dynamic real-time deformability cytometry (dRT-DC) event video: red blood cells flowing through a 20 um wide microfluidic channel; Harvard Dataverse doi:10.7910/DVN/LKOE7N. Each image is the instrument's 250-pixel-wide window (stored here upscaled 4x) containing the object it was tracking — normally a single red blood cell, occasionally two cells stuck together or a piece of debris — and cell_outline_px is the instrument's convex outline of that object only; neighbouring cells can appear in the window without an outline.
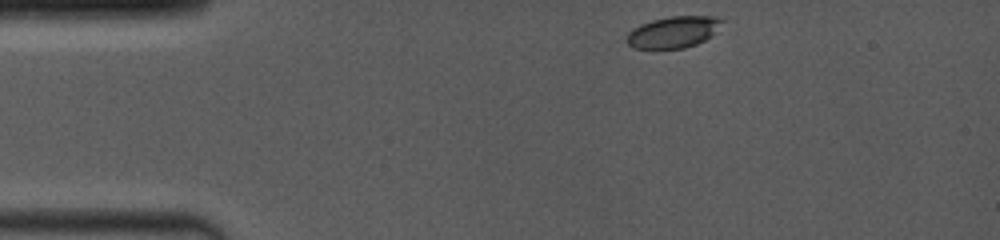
{"species": "common noctule bat (a hibernating species)", "species_latin": "Nyctalus noctula", "temperature_condition": "room temperature", "stored_images_in_passage": 8, "camera_frame_rate_fps": 4000, "um_per_image_px": 0.085, "animal": {"sex": "female", "body_mass_g": 19.0, "forearm_length_mm": 53.3}, "frame": {"image": 1, "passage_image": 1, "time_ms": 0.0, "image_size_px": [1000, 240], "cell_outline_px": [[724, 20], [712, 36], [696, 44], [684, 48], [636, 48], [628, 44], [628, 32], [632, 28], [640, 24], [652, 20], [668, 16], [712, 16]], "centroid_in_image_um": [57.24, 2.71], "position_along_channel_um": 27.8, "area_um2": 17.34}}
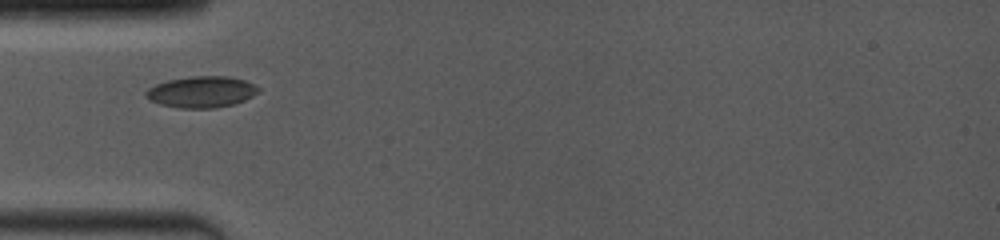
{"frame": {"image": 2, "passage_image": 5, "time_ms": 2.5, "image_size_px": [1000, 240], "cell_outline_px": [[260, 92], [244, 100], [232, 104], [216, 108], [180, 108], [160, 104], [148, 100], [144, 96], [144, 92], [148, 88], [156, 84], [168, 80], [192, 76], [224, 76], [244, 80], [256, 84], [260, 88]], "centroid_in_image_um": [17.11, 7.81], "position_along_channel_um": 67.9, "area_um2": 20.63}}
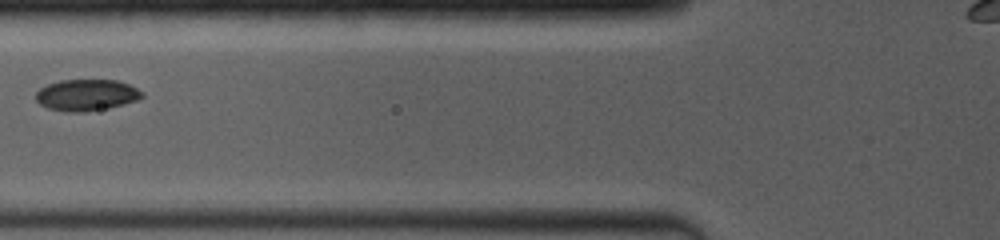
{"frame": {"image": 3, "passage_image": 7, "time_ms": 3.75, "image_size_px": [1000, 240], "cell_outline_px": [[144, 96], [136, 100], [124, 104], [108, 108], [84, 112], [64, 112], [48, 108], [40, 104], [36, 100], [36, 92], [40, 88], [48, 84], [60, 80], [116, 80], [128, 84], [144, 92]], "centroid_in_image_um": [7.34, 8.08], "position_along_channel_um": 118.5, "area_um2": 19.48}}